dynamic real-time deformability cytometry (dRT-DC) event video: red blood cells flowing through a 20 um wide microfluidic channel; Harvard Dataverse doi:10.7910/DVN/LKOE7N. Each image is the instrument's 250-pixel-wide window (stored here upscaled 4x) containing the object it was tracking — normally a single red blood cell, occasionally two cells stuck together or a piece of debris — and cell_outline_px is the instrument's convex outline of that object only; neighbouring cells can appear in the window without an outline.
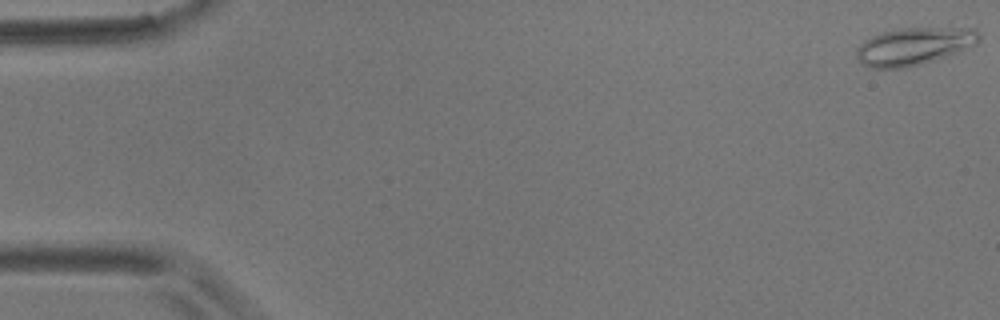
{"species": "common noctule bat (a hibernating species)", "species_latin": "Nyctalus noctula", "temperature_condition": "room temperature", "stored_images_in_passage": 4, "camera_frame_rate_fps": 3000, "um_per_image_px": 0.085, "animal": {"sex": "male", "body_mass_g": 17.9}, "frame": {"image": 1, "passage_image": 1, "time_ms": 0.0, "image_size_px": [1000, 320], "cell_outline_px": [[980, 40], [976, 44], [948, 56], [920, 64], [904, 68], [868, 68], [860, 64], [856, 56], [856, 48], [864, 40], [880, 32], [900, 28], [976, 28], [980, 36]], "centroid_in_image_um": [77.65, 3.93], "position_along_channel_um": 7.3, "area_um2": 26.99}}